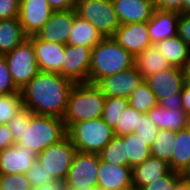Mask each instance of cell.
Returning a JSON list of instances; mask_svg holds the SVG:
<instances>
[{
  "label": "cell",
  "mask_w": 190,
  "mask_h": 190,
  "mask_svg": "<svg viewBox=\"0 0 190 190\" xmlns=\"http://www.w3.org/2000/svg\"><path fill=\"white\" fill-rule=\"evenodd\" d=\"M75 82L58 73L39 72L21 90L23 106L36 115L63 119Z\"/></svg>",
  "instance_id": "cell-1"
},
{
  "label": "cell",
  "mask_w": 190,
  "mask_h": 190,
  "mask_svg": "<svg viewBox=\"0 0 190 190\" xmlns=\"http://www.w3.org/2000/svg\"><path fill=\"white\" fill-rule=\"evenodd\" d=\"M105 95L100 88L89 82L75 83L70 91L63 121L67 130L77 122L101 118Z\"/></svg>",
  "instance_id": "cell-2"
},
{
  "label": "cell",
  "mask_w": 190,
  "mask_h": 190,
  "mask_svg": "<svg viewBox=\"0 0 190 190\" xmlns=\"http://www.w3.org/2000/svg\"><path fill=\"white\" fill-rule=\"evenodd\" d=\"M135 58L112 37L103 38L92 48L89 83L114 75L134 66Z\"/></svg>",
  "instance_id": "cell-3"
},
{
  "label": "cell",
  "mask_w": 190,
  "mask_h": 190,
  "mask_svg": "<svg viewBox=\"0 0 190 190\" xmlns=\"http://www.w3.org/2000/svg\"><path fill=\"white\" fill-rule=\"evenodd\" d=\"M66 136L67 128L63 119L33 114L16 143L39 154Z\"/></svg>",
  "instance_id": "cell-4"
},
{
  "label": "cell",
  "mask_w": 190,
  "mask_h": 190,
  "mask_svg": "<svg viewBox=\"0 0 190 190\" xmlns=\"http://www.w3.org/2000/svg\"><path fill=\"white\" fill-rule=\"evenodd\" d=\"M67 135L77 151L99 154L112 140L114 133L101 117L74 123L67 130Z\"/></svg>",
  "instance_id": "cell-5"
},
{
  "label": "cell",
  "mask_w": 190,
  "mask_h": 190,
  "mask_svg": "<svg viewBox=\"0 0 190 190\" xmlns=\"http://www.w3.org/2000/svg\"><path fill=\"white\" fill-rule=\"evenodd\" d=\"M76 15L91 23L104 37H113L120 27L112 0H77Z\"/></svg>",
  "instance_id": "cell-6"
},
{
  "label": "cell",
  "mask_w": 190,
  "mask_h": 190,
  "mask_svg": "<svg viewBox=\"0 0 190 190\" xmlns=\"http://www.w3.org/2000/svg\"><path fill=\"white\" fill-rule=\"evenodd\" d=\"M15 86L21 90L40 71L33 43L26 38L11 52L4 55Z\"/></svg>",
  "instance_id": "cell-7"
},
{
  "label": "cell",
  "mask_w": 190,
  "mask_h": 190,
  "mask_svg": "<svg viewBox=\"0 0 190 190\" xmlns=\"http://www.w3.org/2000/svg\"><path fill=\"white\" fill-rule=\"evenodd\" d=\"M76 147L67 135L61 141L50 145L38 154L37 161L43 166L54 180H65L69 168L72 165Z\"/></svg>",
  "instance_id": "cell-8"
},
{
  "label": "cell",
  "mask_w": 190,
  "mask_h": 190,
  "mask_svg": "<svg viewBox=\"0 0 190 190\" xmlns=\"http://www.w3.org/2000/svg\"><path fill=\"white\" fill-rule=\"evenodd\" d=\"M98 168L99 154L77 151L65 178L66 186L70 188L97 186Z\"/></svg>",
  "instance_id": "cell-9"
},
{
  "label": "cell",
  "mask_w": 190,
  "mask_h": 190,
  "mask_svg": "<svg viewBox=\"0 0 190 190\" xmlns=\"http://www.w3.org/2000/svg\"><path fill=\"white\" fill-rule=\"evenodd\" d=\"M61 76L75 83L89 82L92 48L87 46L65 45Z\"/></svg>",
  "instance_id": "cell-10"
},
{
  "label": "cell",
  "mask_w": 190,
  "mask_h": 190,
  "mask_svg": "<svg viewBox=\"0 0 190 190\" xmlns=\"http://www.w3.org/2000/svg\"><path fill=\"white\" fill-rule=\"evenodd\" d=\"M143 81V76L134 65L127 70L101 78L96 85L105 97L129 98Z\"/></svg>",
  "instance_id": "cell-11"
},
{
  "label": "cell",
  "mask_w": 190,
  "mask_h": 190,
  "mask_svg": "<svg viewBox=\"0 0 190 190\" xmlns=\"http://www.w3.org/2000/svg\"><path fill=\"white\" fill-rule=\"evenodd\" d=\"M157 100L176 97L181 93L187 81V72L181 67L172 66L168 70H162L145 79Z\"/></svg>",
  "instance_id": "cell-12"
},
{
  "label": "cell",
  "mask_w": 190,
  "mask_h": 190,
  "mask_svg": "<svg viewBox=\"0 0 190 190\" xmlns=\"http://www.w3.org/2000/svg\"><path fill=\"white\" fill-rule=\"evenodd\" d=\"M52 9L47 0H23L18 18L27 37L35 36L51 16Z\"/></svg>",
  "instance_id": "cell-13"
},
{
  "label": "cell",
  "mask_w": 190,
  "mask_h": 190,
  "mask_svg": "<svg viewBox=\"0 0 190 190\" xmlns=\"http://www.w3.org/2000/svg\"><path fill=\"white\" fill-rule=\"evenodd\" d=\"M112 38L134 58L152 45L147 22L120 25Z\"/></svg>",
  "instance_id": "cell-14"
},
{
  "label": "cell",
  "mask_w": 190,
  "mask_h": 190,
  "mask_svg": "<svg viewBox=\"0 0 190 190\" xmlns=\"http://www.w3.org/2000/svg\"><path fill=\"white\" fill-rule=\"evenodd\" d=\"M74 24V10L52 11L50 18L37 33L42 41L67 45Z\"/></svg>",
  "instance_id": "cell-15"
},
{
  "label": "cell",
  "mask_w": 190,
  "mask_h": 190,
  "mask_svg": "<svg viewBox=\"0 0 190 190\" xmlns=\"http://www.w3.org/2000/svg\"><path fill=\"white\" fill-rule=\"evenodd\" d=\"M97 187L100 190H123L133 187L132 167L103 161L99 156Z\"/></svg>",
  "instance_id": "cell-16"
},
{
  "label": "cell",
  "mask_w": 190,
  "mask_h": 190,
  "mask_svg": "<svg viewBox=\"0 0 190 190\" xmlns=\"http://www.w3.org/2000/svg\"><path fill=\"white\" fill-rule=\"evenodd\" d=\"M38 153L18 143L0 151V174H26Z\"/></svg>",
  "instance_id": "cell-17"
},
{
  "label": "cell",
  "mask_w": 190,
  "mask_h": 190,
  "mask_svg": "<svg viewBox=\"0 0 190 190\" xmlns=\"http://www.w3.org/2000/svg\"><path fill=\"white\" fill-rule=\"evenodd\" d=\"M28 38L33 43L39 71L61 75L65 45L42 41L36 35Z\"/></svg>",
  "instance_id": "cell-18"
},
{
  "label": "cell",
  "mask_w": 190,
  "mask_h": 190,
  "mask_svg": "<svg viewBox=\"0 0 190 190\" xmlns=\"http://www.w3.org/2000/svg\"><path fill=\"white\" fill-rule=\"evenodd\" d=\"M120 25L148 22L155 9L153 0H112Z\"/></svg>",
  "instance_id": "cell-19"
},
{
  "label": "cell",
  "mask_w": 190,
  "mask_h": 190,
  "mask_svg": "<svg viewBox=\"0 0 190 190\" xmlns=\"http://www.w3.org/2000/svg\"><path fill=\"white\" fill-rule=\"evenodd\" d=\"M180 14L174 11L154 9L151 19L147 22V29L152 44L177 35Z\"/></svg>",
  "instance_id": "cell-20"
},
{
  "label": "cell",
  "mask_w": 190,
  "mask_h": 190,
  "mask_svg": "<svg viewBox=\"0 0 190 190\" xmlns=\"http://www.w3.org/2000/svg\"><path fill=\"white\" fill-rule=\"evenodd\" d=\"M170 170L166 161L150 156L132 168L133 187L141 190L144 186L166 175Z\"/></svg>",
  "instance_id": "cell-21"
},
{
  "label": "cell",
  "mask_w": 190,
  "mask_h": 190,
  "mask_svg": "<svg viewBox=\"0 0 190 190\" xmlns=\"http://www.w3.org/2000/svg\"><path fill=\"white\" fill-rule=\"evenodd\" d=\"M146 114L158 129H169L176 132L188 127L189 115L182 109V107L169 110L158 104Z\"/></svg>",
  "instance_id": "cell-22"
},
{
  "label": "cell",
  "mask_w": 190,
  "mask_h": 190,
  "mask_svg": "<svg viewBox=\"0 0 190 190\" xmlns=\"http://www.w3.org/2000/svg\"><path fill=\"white\" fill-rule=\"evenodd\" d=\"M154 45L171 66L187 69L190 61V47L178 35Z\"/></svg>",
  "instance_id": "cell-23"
},
{
  "label": "cell",
  "mask_w": 190,
  "mask_h": 190,
  "mask_svg": "<svg viewBox=\"0 0 190 190\" xmlns=\"http://www.w3.org/2000/svg\"><path fill=\"white\" fill-rule=\"evenodd\" d=\"M103 38L104 37L91 23L76 15L74 9V24L67 45L87 46L93 48Z\"/></svg>",
  "instance_id": "cell-24"
},
{
  "label": "cell",
  "mask_w": 190,
  "mask_h": 190,
  "mask_svg": "<svg viewBox=\"0 0 190 190\" xmlns=\"http://www.w3.org/2000/svg\"><path fill=\"white\" fill-rule=\"evenodd\" d=\"M134 65L144 80L157 72L168 70L172 67L154 44L150 45L144 52L135 57Z\"/></svg>",
  "instance_id": "cell-25"
},
{
  "label": "cell",
  "mask_w": 190,
  "mask_h": 190,
  "mask_svg": "<svg viewBox=\"0 0 190 190\" xmlns=\"http://www.w3.org/2000/svg\"><path fill=\"white\" fill-rule=\"evenodd\" d=\"M26 38L18 17L0 20V55L11 52Z\"/></svg>",
  "instance_id": "cell-26"
},
{
  "label": "cell",
  "mask_w": 190,
  "mask_h": 190,
  "mask_svg": "<svg viewBox=\"0 0 190 190\" xmlns=\"http://www.w3.org/2000/svg\"><path fill=\"white\" fill-rule=\"evenodd\" d=\"M190 163V128L175 132L174 149L168 163L172 171L182 173Z\"/></svg>",
  "instance_id": "cell-27"
},
{
  "label": "cell",
  "mask_w": 190,
  "mask_h": 190,
  "mask_svg": "<svg viewBox=\"0 0 190 190\" xmlns=\"http://www.w3.org/2000/svg\"><path fill=\"white\" fill-rule=\"evenodd\" d=\"M121 137L125 141L126 166L133 168L151 156L150 147L134 133Z\"/></svg>",
  "instance_id": "cell-28"
},
{
  "label": "cell",
  "mask_w": 190,
  "mask_h": 190,
  "mask_svg": "<svg viewBox=\"0 0 190 190\" xmlns=\"http://www.w3.org/2000/svg\"><path fill=\"white\" fill-rule=\"evenodd\" d=\"M175 131L159 129L152 146L151 156L169 163L174 149Z\"/></svg>",
  "instance_id": "cell-29"
},
{
  "label": "cell",
  "mask_w": 190,
  "mask_h": 190,
  "mask_svg": "<svg viewBox=\"0 0 190 190\" xmlns=\"http://www.w3.org/2000/svg\"><path fill=\"white\" fill-rule=\"evenodd\" d=\"M129 105L141 113H147L158 105V100L144 80L129 97Z\"/></svg>",
  "instance_id": "cell-30"
},
{
  "label": "cell",
  "mask_w": 190,
  "mask_h": 190,
  "mask_svg": "<svg viewBox=\"0 0 190 190\" xmlns=\"http://www.w3.org/2000/svg\"><path fill=\"white\" fill-rule=\"evenodd\" d=\"M103 161L116 165H126L125 141L121 136L114 135L112 140L99 153Z\"/></svg>",
  "instance_id": "cell-31"
},
{
  "label": "cell",
  "mask_w": 190,
  "mask_h": 190,
  "mask_svg": "<svg viewBox=\"0 0 190 190\" xmlns=\"http://www.w3.org/2000/svg\"><path fill=\"white\" fill-rule=\"evenodd\" d=\"M21 92L0 95V125L8 124L15 114L23 108Z\"/></svg>",
  "instance_id": "cell-32"
},
{
  "label": "cell",
  "mask_w": 190,
  "mask_h": 190,
  "mask_svg": "<svg viewBox=\"0 0 190 190\" xmlns=\"http://www.w3.org/2000/svg\"><path fill=\"white\" fill-rule=\"evenodd\" d=\"M143 114L144 113L137 111L129 105L125 110H123L122 114L118 118L117 124L113 128L114 135L124 136L133 133L136 126H138L139 118Z\"/></svg>",
  "instance_id": "cell-33"
},
{
  "label": "cell",
  "mask_w": 190,
  "mask_h": 190,
  "mask_svg": "<svg viewBox=\"0 0 190 190\" xmlns=\"http://www.w3.org/2000/svg\"><path fill=\"white\" fill-rule=\"evenodd\" d=\"M128 106L129 98L106 97L102 115L103 120L113 129L123 110Z\"/></svg>",
  "instance_id": "cell-34"
},
{
  "label": "cell",
  "mask_w": 190,
  "mask_h": 190,
  "mask_svg": "<svg viewBox=\"0 0 190 190\" xmlns=\"http://www.w3.org/2000/svg\"><path fill=\"white\" fill-rule=\"evenodd\" d=\"M158 130L159 129L154 124V122L149 118V116L146 113H144L139 118L138 126H136V129L133 133L140 137V139L143 140L145 144L151 147L152 143L155 140Z\"/></svg>",
  "instance_id": "cell-35"
},
{
  "label": "cell",
  "mask_w": 190,
  "mask_h": 190,
  "mask_svg": "<svg viewBox=\"0 0 190 190\" xmlns=\"http://www.w3.org/2000/svg\"><path fill=\"white\" fill-rule=\"evenodd\" d=\"M0 190H32L26 174H0Z\"/></svg>",
  "instance_id": "cell-36"
},
{
  "label": "cell",
  "mask_w": 190,
  "mask_h": 190,
  "mask_svg": "<svg viewBox=\"0 0 190 190\" xmlns=\"http://www.w3.org/2000/svg\"><path fill=\"white\" fill-rule=\"evenodd\" d=\"M34 113L26 108L23 107L21 110H19L15 116L8 122V127L12 132V136L15 140V142H17L20 137L21 134L24 130L25 125H28L30 122V118Z\"/></svg>",
  "instance_id": "cell-37"
},
{
  "label": "cell",
  "mask_w": 190,
  "mask_h": 190,
  "mask_svg": "<svg viewBox=\"0 0 190 190\" xmlns=\"http://www.w3.org/2000/svg\"><path fill=\"white\" fill-rule=\"evenodd\" d=\"M26 176L32 189L45 184H50L51 182L55 181L54 178L45 171L43 166L37 160L27 171Z\"/></svg>",
  "instance_id": "cell-38"
},
{
  "label": "cell",
  "mask_w": 190,
  "mask_h": 190,
  "mask_svg": "<svg viewBox=\"0 0 190 190\" xmlns=\"http://www.w3.org/2000/svg\"><path fill=\"white\" fill-rule=\"evenodd\" d=\"M19 91L13 82L4 55H0V95L17 93Z\"/></svg>",
  "instance_id": "cell-39"
},
{
  "label": "cell",
  "mask_w": 190,
  "mask_h": 190,
  "mask_svg": "<svg viewBox=\"0 0 190 190\" xmlns=\"http://www.w3.org/2000/svg\"><path fill=\"white\" fill-rule=\"evenodd\" d=\"M182 176L181 173L170 170L166 175L153 183L144 186L141 190H173L175 182Z\"/></svg>",
  "instance_id": "cell-40"
},
{
  "label": "cell",
  "mask_w": 190,
  "mask_h": 190,
  "mask_svg": "<svg viewBox=\"0 0 190 190\" xmlns=\"http://www.w3.org/2000/svg\"><path fill=\"white\" fill-rule=\"evenodd\" d=\"M20 4L16 0H0V20L17 18Z\"/></svg>",
  "instance_id": "cell-41"
},
{
  "label": "cell",
  "mask_w": 190,
  "mask_h": 190,
  "mask_svg": "<svg viewBox=\"0 0 190 190\" xmlns=\"http://www.w3.org/2000/svg\"><path fill=\"white\" fill-rule=\"evenodd\" d=\"M155 9L183 14V0H154Z\"/></svg>",
  "instance_id": "cell-42"
},
{
  "label": "cell",
  "mask_w": 190,
  "mask_h": 190,
  "mask_svg": "<svg viewBox=\"0 0 190 190\" xmlns=\"http://www.w3.org/2000/svg\"><path fill=\"white\" fill-rule=\"evenodd\" d=\"M177 35L190 47V17L180 14Z\"/></svg>",
  "instance_id": "cell-43"
},
{
  "label": "cell",
  "mask_w": 190,
  "mask_h": 190,
  "mask_svg": "<svg viewBox=\"0 0 190 190\" xmlns=\"http://www.w3.org/2000/svg\"><path fill=\"white\" fill-rule=\"evenodd\" d=\"M16 142L8 125H0V151L14 145Z\"/></svg>",
  "instance_id": "cell-44"
},
{
  "label": "cell",
  "mask_w": 190,
  "mask_h": 190,
  "mask_svg": "<svg viewBox=\"0 0 190 190\" xmlns=\"http://www.w3.org/2000/svg\"><path fill=\"white\" fill-rule=\"evenodd\" d=\"M53 11L74 10L77 0H47Z\"/></svg>",
  "instance_id": "cell-45"
},
{
  "label": "cell",
  "mask_w": 190,
  "mask_h": 190,
  "mask_svg": "<svg viewBox=\"0 0 190 190\" xmlns=\"http://www.w3.org/2000/svg\"><path fill=\"white\" fill-rule=\"evenodd\" d=\"M160 106L166 107L169 110L177 107H182L181 93L176 94V97L163 98L158 101Z\"/></svg>",
  "instance_id": "cell-46"
},
{
  "label": "cell",
  "mask_w": 190,
  "mask_h": 190,
  "mask_svg": "<svg viewBox=\"0 0 190 190\" xmlns=\"http://www.w3.org/2000/svg\"><path fill=\"white\" fill-rule=\"evenodd\" d=\"M181 98H182V109L190 115V84L186 81L182 91H181Z\"/></svg>",
  "instance_id": "cell-47"
},
{
  "label": "cell",
  "mask_w": 190,
  "mask_h": 190,
  "mask_svg": "<svg viewBox=\"0 0 190 190\" xmlns=\"http://www.w3.org/2000/svg\"><path fill=\"white\" fill-rule=\"evenodd\" d=\"M66 181L65 180H55L50 184H45L40 187L33 188L32 190H66Z\"/></svg>",
  "instance_id": "cell-48"
},
{
  "label": "cell",
  "mask_w": 190,
  "mask_h": 190,
  "mask_svg": "<svg viewBox=\"0 0 190 190\" xmlns=\"http://www.w3.org/2000/svg\"><path fill=\"white\" fill-rule=\"evenodd\" d=\"M173 190H190V177L181 176L175 182Z\"/></svg>",
  "instance_id": "cell-49"
},
{
  "label": "cell",
  "mask_w": 190,
  "mask_h": 190,
  "mask_svg": "<svg viewBox=\"0 0 190 190\" xmlns=\"http://www.w3.org/2000/svg\"><path fill=\"white\" fill-rule=\"evenodd\" d=\"M66 190H100L97 186H89V187H84V188H70L67 187Z\"/></svg>",
  "instance_id": "cell-50"
},
{
  "label": "cell",
  "mask_w": 190,
  "mask_h": 190,
  "mask_svg": "<svg viewBox=\"0 0 190 190\" xmlns=\"http://www.w3.org/2000/svg\"><path fill=\"white\" fill-rule=\"evenodd\" d=\"M190 9V0H183V14Z\"/></svg>",
  "instance_id": "cell-51"
},
{
  "label": "cell",
  "mask_w": 190,
  "mask_h": 190,
  "mask_svg": "<svg viewBox=\"0 0 190 190\" xmlns=\"http://www.w3.org/2000/svg\"><path fill=\"white\" fill-rule=\"evenodd\" d=\"M181 174H182V176L190 177V163H189L188 167Z\"/></svg>",
  "instance_id": "cell-52"
},
{
  "label": "cell",
  "mask_w": 190,
  "mask_h": 190,
  "mask_svg": "<svg viewBox=\"0 0 190 190\" xmlns=\"http://www.w3.org/2000/svg\"><path fill=\"white\" fill-rule=\"evenodd\" d=\"M186 72H187V75H190V61H189L188 67L186 69Z\"/></svg>",
  "instance_id": "cell-53"
},
{
  "label": "cell",
  "mask_w": 190,
  "mask_h": 190,
  "mask_svg": "<svg viewBox=\"0 0 190 190\" xmlns=\"http://www.w3.org/2000/svg\"><path fill=\"white\" fill-rule=\"evenodd\" d=\"M123 190H137L135 187H129V188H126V189H123Z\"/></svg>",
  "instance_id": "cell-54"
},
{
  "label": "cell",
  "mask_w": 190,
  "mask_h": 190,
  "mask_svg": "<svg viewBox=\"0 0 190 190\" xmlns=\"http://www.w3.org/2000/svg\"><path fill=\"white\" fill-rule=\"evenodd\" d=\"M187 82L190 84V75H187Z\"/></svg>",
  "instance_id": "cell-55"
},
{
  "label": "cell",
  "mask_w": 190,
  "mask_h": 190,
  "mask_svg": "<svg viewBox=\"0 0 190 190\" xmlns=\"http://www.w3.org/2000/svg\"><path fill=\"white\" fill-rule=\"evenodd\" d=\"M185 14L190 17V9Z\"/></svg>",
  "instance_id": "cell-56"
},
{
  "label": "cell",
  "mask_w": 190,
  "mask_h": 190,
  "mask_svg": "<svg viewBox=\"0 0 190 190\" xmlns=\"http://www.w3.org/2000/svg\"><path fill=\"white\" fill-rule=\"evenodd\" d=\"M188 127L190 128V115H189V122H188Z\"/></svg>",
  "instance_id": "cell-57"
},
{
  "label": "cell",
  "mask_w": 190,
  "mask_h": 190,
  "mask_svg": "<svg viewBox=\"0 0 190 190\" xmlns=\"http://www.w3.org/2000/svg\"><path fill=\"white\" fill-rule=\"evenodd\" d=\"M19 4L23 1V0H16Z\"/></svg>",
  "instance_id": "cell-58"
}]
</instances>
